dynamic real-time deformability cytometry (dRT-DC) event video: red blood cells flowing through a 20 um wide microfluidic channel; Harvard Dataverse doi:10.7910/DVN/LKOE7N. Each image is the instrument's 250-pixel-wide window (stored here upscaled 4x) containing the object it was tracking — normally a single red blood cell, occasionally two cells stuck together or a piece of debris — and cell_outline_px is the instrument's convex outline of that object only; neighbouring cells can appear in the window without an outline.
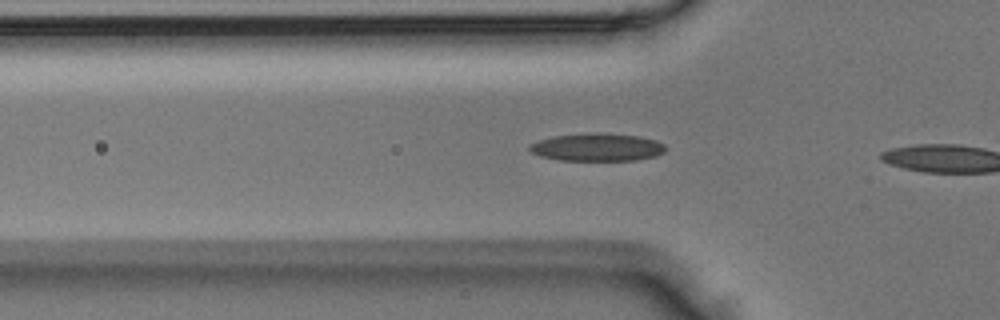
{"species": "Egyptian fruit bat (a non-hibernating species)", "species_latin": "Rousettus aegyptiacus", "temperature_condition": "room temperature", "stored_images_in_passage": 6, "camera_frame_rate_fps": 3000, "um_per_image_px": 0.085, "animal": {"sex": "male"}, "frame": {"image": 1, "passage_image": 5, "time_ms": 1.333, "image_size_px": [1000, 320], "cell_outline_px": [[668, 148], [664, 152], [656, 156], [636, 160], [560, 160], [540, 156], [532, 152], [528, 148], [532, 144], [540, 140], [552, 136], [592, 132], [640, 136], [656, 140], [664, 144]], "centroid_in_image_um": [50.8, 12.51], "position_along_channel_um": 75.0, "area_um2": 22.02}}